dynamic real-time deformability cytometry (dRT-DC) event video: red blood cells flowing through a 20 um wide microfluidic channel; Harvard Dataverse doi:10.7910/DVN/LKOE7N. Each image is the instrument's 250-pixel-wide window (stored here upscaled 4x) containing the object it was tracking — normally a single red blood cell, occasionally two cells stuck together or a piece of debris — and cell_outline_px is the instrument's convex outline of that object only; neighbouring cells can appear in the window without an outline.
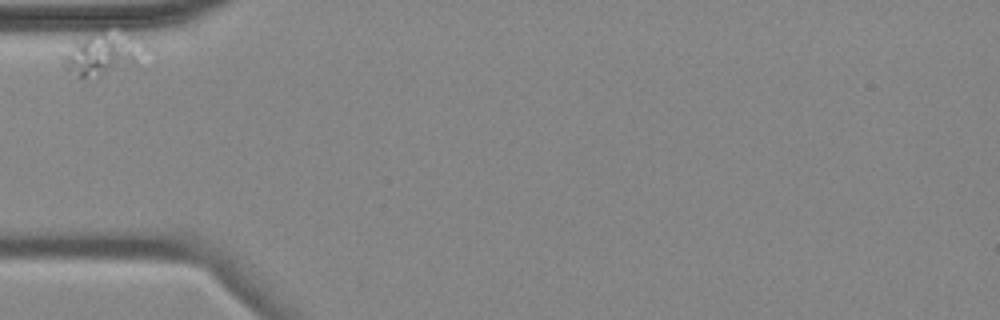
{"species": "common noctule bat (a hibernating species)", "species_latin": "Nyctalus noctula", "temperature_condition": "cold", "stored_images_in_passage": 6, "camera_frame_rate_fps": 3000, "um_per_image_px": 0.085, "animal": {"sex": "female", "body_mass_g": 18.4}, "frame": {"image": 1, "passage_image": 1, "time_ms": 0.0, "image_size_px": [1000, 320], "cell_outline_px": [[152, 48], [136, 64], [100, 76], [80, 76], [68, 72], [60, 56], [80, 40], [88, 36], [100, 32], [132, 32]], "centroid_in_image_um": [8.88, 4.56], "position_along_channel_um": 76.1, "area_um2": 20.52}}
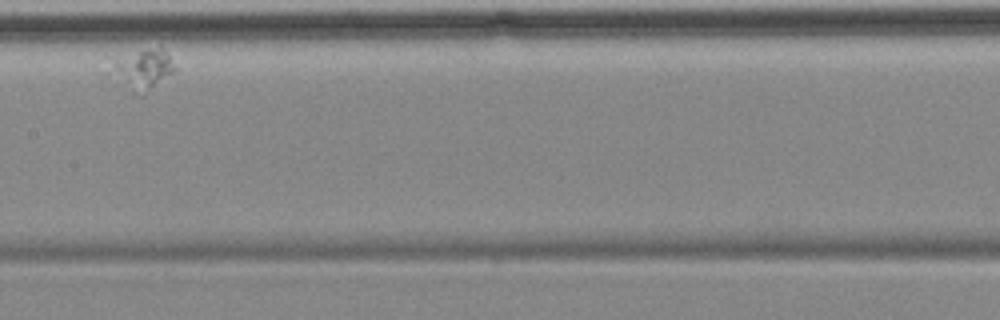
{"frame": {"image": 2, "passage_image": 5, "time_ms": 4.667, "image_size_px": [1000, 320], "cell_outline_px": [[176, 72], [144, 96], [140, 96], [128, 92], [104, 72], [116, 64], [140, 52], [160, 48], [164, 48], [176, 68]], "centroid_in_image_um": [12.15, 6.07], "position_along_channel_um": 195.2, "area_um2": 14.97}}